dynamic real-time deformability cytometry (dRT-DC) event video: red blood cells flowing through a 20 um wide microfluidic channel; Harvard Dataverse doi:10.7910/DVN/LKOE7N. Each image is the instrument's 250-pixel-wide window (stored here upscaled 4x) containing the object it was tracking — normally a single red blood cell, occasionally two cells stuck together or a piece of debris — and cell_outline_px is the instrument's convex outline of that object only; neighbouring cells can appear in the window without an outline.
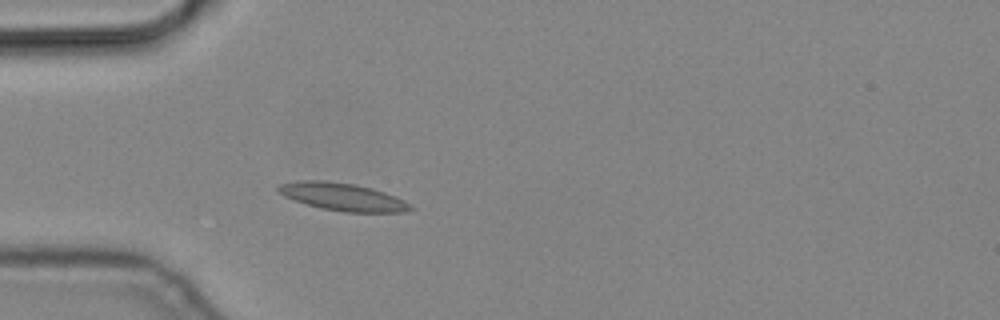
{"species": "common noctule bat (a hibernating species)", "species_latin": "Nyctalus noctula", "temperature_condition": "cold", "stored_images_in_passage": 4, "camera_frame_rate_fps": 3000, "um_per_image_px": 0.085, "animal": {"sex": "male", "body_mass_g": 19.2, "forearm_length_mm": 51.8}, "frame": {"image": 1, "passage_image": 4, "time_ms": 1.0, "image_size_px": [1000, 320], "cell_outline_px": [[412, 208], [404, 212], [344, 212], [320, 208], [284, 196], [276, 188], [280, 184], [300, 180], [324, 180], [356, 184], [372, 188], [396, 196], [412, 204]], "centroid_in_image_um": [29.15, 16.72], "position_along_channel_um": 55.8, "area_um2": 21.21}}